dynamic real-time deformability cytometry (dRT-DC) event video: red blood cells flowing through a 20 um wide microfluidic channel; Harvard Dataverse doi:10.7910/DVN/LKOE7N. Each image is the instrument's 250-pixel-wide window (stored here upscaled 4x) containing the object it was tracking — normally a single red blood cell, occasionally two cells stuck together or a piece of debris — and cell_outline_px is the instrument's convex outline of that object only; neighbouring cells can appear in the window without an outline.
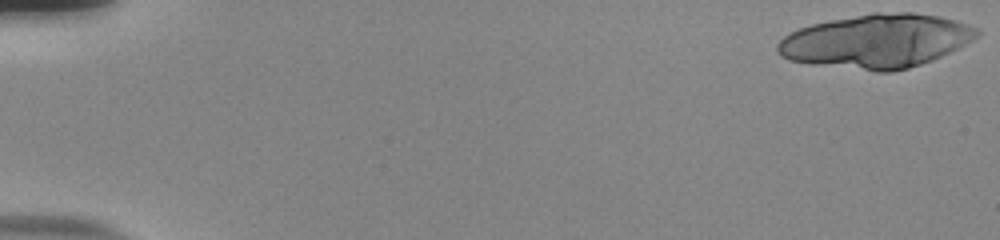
{"species": "human", "species_latin": "Homo sapiens", "temperature_condition": "room temperature", "stored_images_in_passage": 21, "camera_frame_rate_fps": 3000, "um_per_image_px": 0.085, "donor": {"sex": "male"}, "frame": {"image": 1, "passage_image": 1, "time_ms": 0.0, "image_size_px": [1000, 240], "cell_outline_px": [[980, 36], [932, 60], [908, 68], [892, 72], [876, 72], [812, 64], [788, 60], [780, 56], [776, 52], [776, 44], [784, 36], [800, 28], [812, 24], [872, 12], [912, 12], [940, 16], [956, 20], [980, 28]], "centroid_in_image_um": [74.5, 3.49], "position_along_channel_um": 10.5, "area_um2": 62.66}}